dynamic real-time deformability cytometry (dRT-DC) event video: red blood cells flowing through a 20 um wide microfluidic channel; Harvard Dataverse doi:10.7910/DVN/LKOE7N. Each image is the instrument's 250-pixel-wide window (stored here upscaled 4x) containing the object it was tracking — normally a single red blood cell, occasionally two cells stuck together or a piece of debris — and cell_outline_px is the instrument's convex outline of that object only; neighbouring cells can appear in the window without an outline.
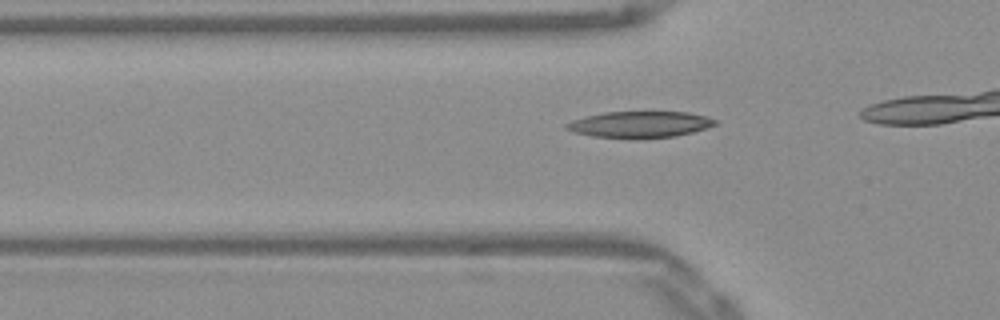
{"species": "Egyptian fruit bat (a non-hibernating species)", "species_latin": "Rousettus aegyptiacus", "temperature_condition": "warm", "stored_images_in_passage": 10, "camera_frame_rate_fps": 3000, "um_per_image_px": 0.085, "frame": {"image": 1, "passage_image": 5, "time_ms": 1.333, "image_size_px": [1000, 320], "cell_outline_px": [[716, 124], [708, 128], [676, 136], [640, 140], [636, 140], [592, 136], [572, 132], [564, 128], [564, 124], [572, 120], [604, 112], [688, 112], [708, 116], [716, 120]], "centroid_in_image_um": [54.38, 10.6], "position_along_channel_um": 71.4, "area_um2": 23.35}}
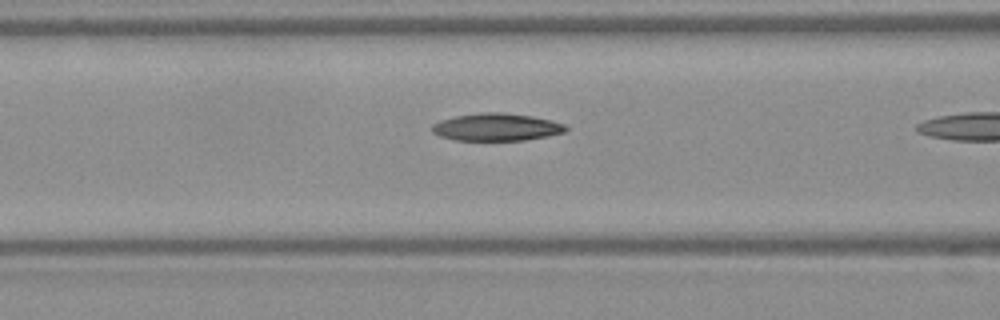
{"frame": {"image": 2, "passage_image": 9, "time_ms": 2.667, "image_size_px": [1000, 320], "cell_outline_px": [[568, 128], [564, 132], [548, 136], [524, 140], [452, 140], [440, 136], [432, 132], [432, 124], [440, 120], [456, 116], [476, 112], [504, 112], [532, 116], [564, 124]], "centroid_in_image_um": [42.16, 10.8], "position_along_channel_um": 124.4, "area_um2": 21.44}}